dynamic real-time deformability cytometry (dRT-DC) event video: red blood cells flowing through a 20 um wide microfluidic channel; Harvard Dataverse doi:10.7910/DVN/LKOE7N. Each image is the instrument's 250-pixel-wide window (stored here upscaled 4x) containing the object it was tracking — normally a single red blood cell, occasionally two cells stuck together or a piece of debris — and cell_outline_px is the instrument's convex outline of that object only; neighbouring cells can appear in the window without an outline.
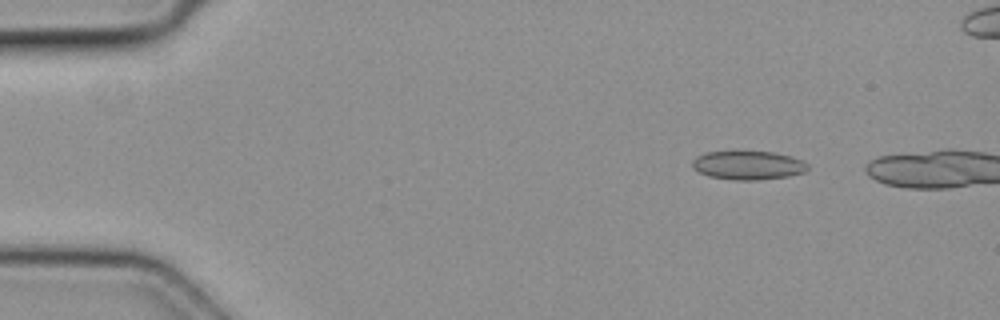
{"species": "common noctule bat (a hibernating species)", "species_latin": "Nyctalus noctula", "temperature_condition": "cold", "stored_images_in_passage": 3, "camera_frame_rate_fps": 3000, "um_per_image_px": 0.085, "animal": {"sex": "female", "body_mass_g": 19.3, "forearm_length_mm": 54.1}, "frame": {"image": 1, "passage_image": 2, "time_ms": 0.333, "image_size_px": [1000, 320], "cell_outline_px": [[808, 168], [804, 172], [788, 176], [756, 180], [736, 180], [708, 176], [692, 168], [692, 160], [696, 156], [708, 152], [772, 152], [792, 156], [804, 160], [808, 164]], "centroid_in_image_um": [63.6, 14.05], "position_along_channel_um": 21.4, "area_um2": 19.25}}